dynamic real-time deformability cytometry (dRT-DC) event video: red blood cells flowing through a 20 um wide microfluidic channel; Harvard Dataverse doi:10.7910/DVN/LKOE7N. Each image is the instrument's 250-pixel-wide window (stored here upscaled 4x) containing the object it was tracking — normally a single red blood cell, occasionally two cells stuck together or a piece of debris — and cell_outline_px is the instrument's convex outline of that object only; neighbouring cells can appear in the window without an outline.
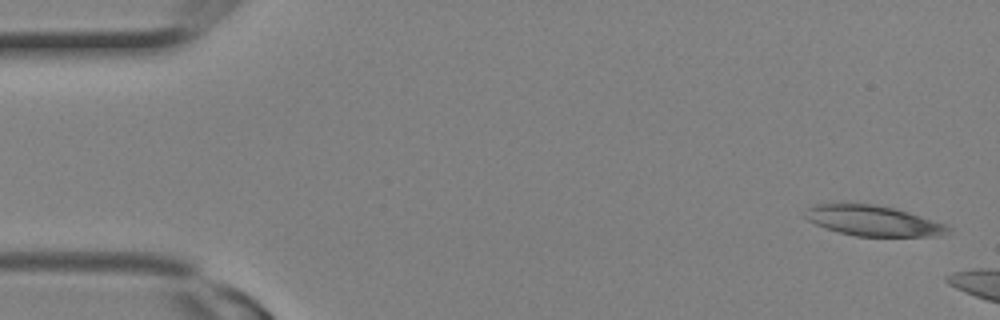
{"species": "Egyptian fruit bat (a non-hibernating species)", "species_latin": "Rousettus aegyptiacus", "temperature_condition": "room temperature", "stored_images_in_passage": 2, "camera_frame_rate_fps": 3000, "um_per_image_px": 0.085, "animal": {"sex": "female"}, "frame": {"image": 1, "passage_image": 1, "time_ms": 0.0, "image_size_px": [1000, 320], "cell_outline_px": [[952, 232], [944, 236], [856, 236], [840, 232], [816, 224], [808, 220], [804, 216], [808, 208], [816, 204], [872, 204], [896, 208], [948, 224], [952, 228]], "centroid_in_image_um": [74.34, 18.77], "position_along_channel_um": 10.7, "area_um2": 25.32}}